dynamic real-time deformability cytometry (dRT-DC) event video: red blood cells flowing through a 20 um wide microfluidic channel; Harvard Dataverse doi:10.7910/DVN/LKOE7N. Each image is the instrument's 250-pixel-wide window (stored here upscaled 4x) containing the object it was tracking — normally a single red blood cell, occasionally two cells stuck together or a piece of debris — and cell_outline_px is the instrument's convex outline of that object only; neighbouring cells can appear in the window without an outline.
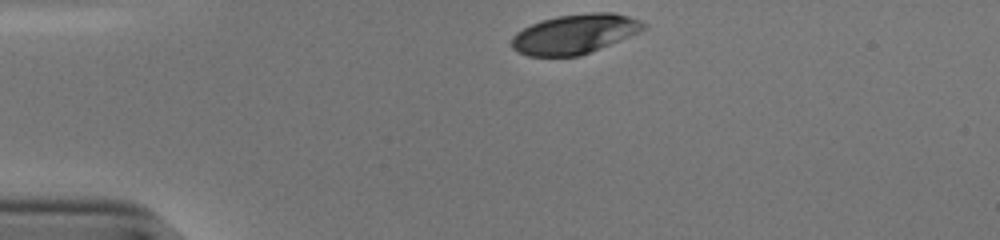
{"species": "human", "species_latin": "Homo sapiens", "temperature_condition": "cold", "stored_images_in_passage": 32, "camera_frame_rate_fps": 3000, "um_per_image_px": 0.085, "donor": {"sex": "male"}, "frame": {"image": 1, "passage_image": 1, "time_ms": 0.0, "image_size_px": [1000, 240], "cell_outline_px": [[648, 28], [640, 32], [580, 56], [528, 56], [512, 48], [512, 36], [516, 32], [540, 20], [556, 16], [592, 12], [612, 12], [628, 16], [640, 20], [648, 24]], "centroid_in_image_um": [48.88, 2.88], "position_along_channel_um": 36.1, "area_um2": 30.46}}
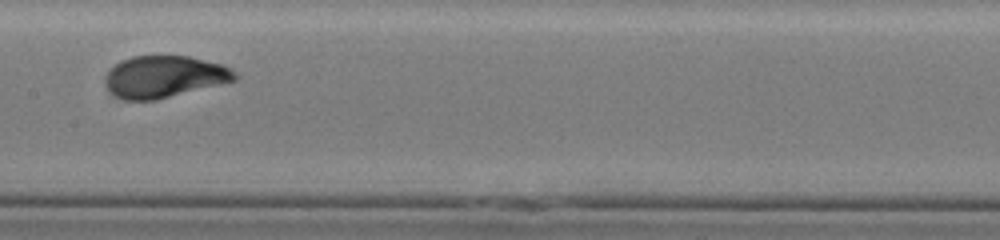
{"frame": {"image": 2, "passage_image": 17, "time_ms": 5.333, "image_size_px": [1000, 240], "cell_outline_px": [[240, 76], [236, 80], [156, 100], [124, 100], [116, 96], [104, 84], [104, 76], [120, 60], [132, 56], [188, 56], [224, 64], [232, 68]], "centroid_in_image_um": [13.99, 6.51], "position_along_channel_um": 193.4, "area_um2": 31.73}}
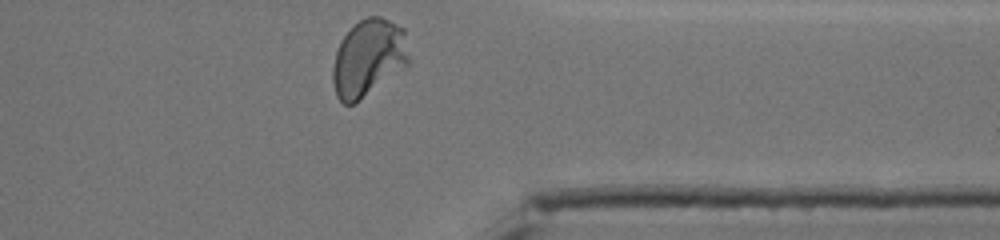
{"frame": {"image": 3, "passage_image": 32, "time_ms": 10.333, "image_size_px": [1000, 240], "cell_outline_px": [[408, 64], [356, 104], [344, 104], [336, 96], [332, 84], [332, 68], [336, 52], [340, 40], [360, 20], [368, 16], [380, 16], [404, 28], [408, 56]], "centroid_in_image_um": [31.28, 4.95], "position_along_channel_um": 380.1, "area_um2": 34.1}, "authors_computed_cell_mechanics": {"area_um2": 31.7322, "velocity_mm_per_s": 3.8396, "shape_relaxation_time_tau1_ms": 2.8224, "shape_relaxation_time_tau2_ms": null, "deformation_change_tau1": 0.1709, "deformation_change_tau2": null}}